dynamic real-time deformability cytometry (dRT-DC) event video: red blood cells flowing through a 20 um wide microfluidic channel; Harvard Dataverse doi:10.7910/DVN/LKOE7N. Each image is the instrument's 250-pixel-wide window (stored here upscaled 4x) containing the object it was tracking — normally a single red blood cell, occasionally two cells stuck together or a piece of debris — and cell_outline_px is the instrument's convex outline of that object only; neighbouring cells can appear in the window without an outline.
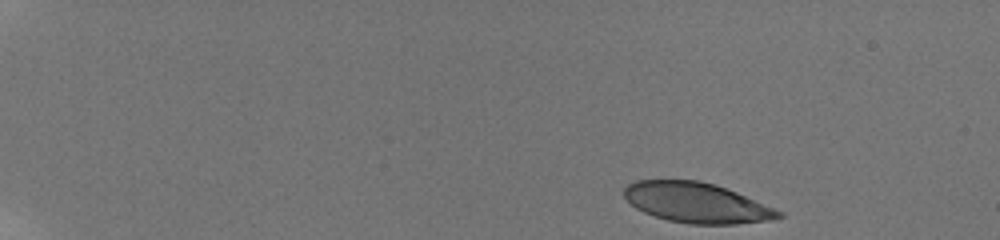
{"species": "human", "species_latin": "Homo sapiens", "temperature_condition": "room temperature", "stored_images_in_passage": 49, "camera_frame_rate_fps": 3000, "um_per_image_px": 0.085, "donor": {"sex": "male"}, "frame": {"image": 1, "passage_image": 1, "time_ms": 0.0, "image_size_px": [1000, 240], "cell_outline_px": [[784, 216], [772, 220], [736, 224], [688, 224], [668, 220], [644, 212], [636, 208], [624, 196], [624, 188], [628, 184], [636, 180], [696, 180], [716, 184], [736, 192], [784, 212]], "centroid_in_image_um": [59.23, 17.23], "position_along_channel_um": 25.8, "area_um2": 36.07}}
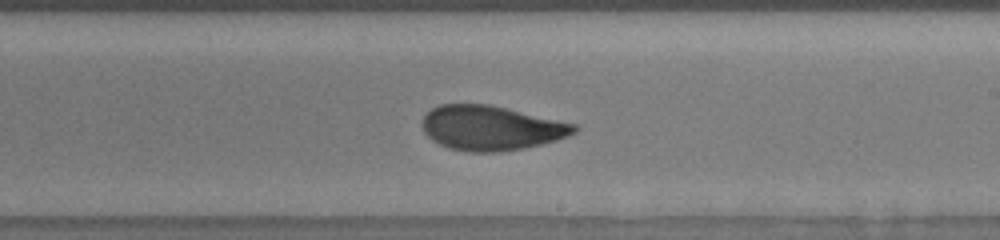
{"frame": {"image": 2, "passage_image": 30, "time_ms": 9.667, "image_size_px": [1000, 240], "cell_outline_px": [[580, 128], [576, 132], [568, 136], [556, 140], [524, 148], [496, 152], [468, 152], [448, 148], [432, 140], [424, 132], [420, 124], [424, 116], [432, 108], [440, 104], [488, 104], [576, 124]], "centroid_in_image_um": [41.72, 10.88], "position_along_channel_um": 247.3, "area_um2": 39.48}}
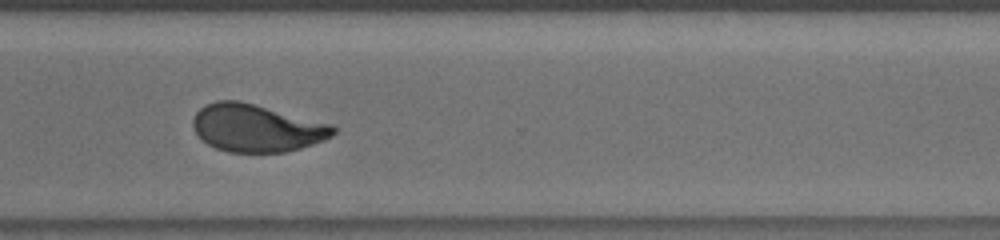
{"frame": {"image": 3, "passage_image": 38, "time_ms": 12.333, "image_size_px": [1000, 240], "cell_outline_px": [[336, 132], [332, 136], [324, 140], [300, 148], [284, 152], [228, 152], [216, 148], [208, 144], [192, 128], [192, 120], [196, 112], [204, 104], [216, 100], [240, 100], [332, 124], [336, 128]], "centroid_in_image_um": [21.79, 10.87], "position_along_channel_um": 348.8, "area_um2": 38.96}, "authors_computed_cell_mechanics": {"area_um2": 39.015, "velocity_mm_per_s": 3.8156, "shape_relaxation_time_tau1_ms": 4.5364, "shape_relaxation_time_tau2_ms": 1.1871, "deformation_change_tau1": 0.1898, "deformation_change_tau2": 0.0728}}